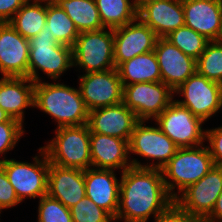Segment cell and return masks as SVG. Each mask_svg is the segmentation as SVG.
Instances as JSON below:
<instances>
[{
    "label": "cell",
    "instance_id": "obj_1",
    "mask_svg": "<svg viewBox=\"0 0 222 222\" xmlns=\"http://www.w3.org/2000/svg\"><path fill=\"white\" fill-rule=\"evenodd\" d=\"M121 174L114 221L148 222L174 201L166 190L162 169L130 167Z\"/></svg>",
    "mask_w": 222,
    "mask_h": 222
},
{
    "label": "cell",
    "instance_id": "obj_2",
    "mask_svg": "<svg viewBox=\"0 0 222 222\" xmlns=\"http://www.w3.org/2000/svg\"><path fill=\"white\" fill-rule=\"evenodd\" d=\"M34 107L53 117L58 127L88 123L89 111L80 90L59 81L35 83Z\"/></svg>",
    "mask_w": 222,
    "mask_h": 222
},
{
    "label": "cell",
    "instance_id": "obj_3",
    "mask_svg": "<svg viewBox=\"0 0 222 222\" xmlns=\"http://www.w3.org/2000/svg\"><path fill=\"white\" fill-rule=\"evenodd\" d=\"M214 166L208 146L178 148L162 168L168 194L175 199L189 185L204 177ZM177 192H175L176 189Z\"/></svg>",
    "mask_w": 222,
    "mask_h": 222
},
{
    "label": "cell",
    "instance_id": "obj_4",
    "mask_svg": "<svg viewBox=\"0 0 222 222\" xmlns=\"http://www.w3.org/2000/svg\"><path fill=\"white\" fill-rule=\"evenodd\" d=\"M73 68V49L60 44L46 31V25L38 35L29 39L28 78L40 82V71L53 81Z\"/></svg>",
    "mask_w": 222,
    "mask_h": 222
},
{
    "label": "cell",
    "instance_id": "obj_5",
    "mask_svg": "<svg viewBox=\"0 0 222 222\" xmlns=\"http://www.w3.org/2000/svg\"><path fill=\"white\" fill-rule=\"evenodd\" d=\"M55 133L56 136L42 147L51 164L82 170L92 166L87 124L57 127Z\"/></svg>",
    "mask_w": 222,
    "mask_h": 222
},
{
    "label": "cell",
    "instance_id": "obj_6",
    "mask_svg": "<svg viewBox=\"0 0 222 222\" xmlns=\"http://www.w3.org/2000/svg\"><path fill=\"white\" fill-rule=\"evenodd\" d=\"M39 155L33 157V163L16 161L15 159H1L0 166L4 169L9 182L13 186L18 199L41 198L47 195L48 170L50 162L42 147Z\"/></svg>",
    "mask_w": 222,
    "mask_h": 222
},
{
    "label": "cell",
    "instance_id": "obj_7",
    "mask_svg": "<svg viewBox=\"0 0 222 222\" xmlns=\"http://www.w3.org/2000/svg\"><path fill=\"white\" fill-rule=\"evenodd\" d=\"M73 49V67L102 72L115 68L113 29L80 32Z\"/></svg>",
    "mask_w": 222,
    "mask_h": 222
},
{
    "label": "cell",
    "instance_id": "obj_8",
    "mask_svg": "<svg viewBox=\"0 0 222 222\" xmlns=\"http://www.w3.org/2000/svg\"><path fill=\"white\" fill-rule=\"evenodd\" d=\"M145 120H140L131 134L128 142L129 154L144 157L149 164H142L138 159H130L132 167L162 169L178 150V146L157 125L146 126Z\"/></svg>",
    "mask_w": 222,
    "mask_h": 222
},
{
    "label": "cell",
    "instance_id": "obj_9",
    "mask_svg": "<svg viewBox=\"0 0 222 222\" xmlns=\"http://www.w3.org/2000/svg\"><path fill=\"white\" fill-rule=\"evenodd\" d=\"M155 122L179 148L196 147L205 142L206 129L202 127L204 122L175 100Z\"/></svg>",
    "mask_w": 222,
    "mask_h": 222
},
{
    "label": "cell",
    "instance_id": "obj_10",
    "mask_svg": "<svg viewBox=\"0 0 222 222\" xmlns=\"http://www.w3.org/2000/svg\"><path fill=\"white\" fill-rule=\"evenodd\" d=\"M174 94L183 96L177 100L204 123L222 110V84L209 80L197 72L174 90Z\"/></svg>",
    "mask_w": 222,
    "mask_h": 222
},
{
    "label": "cell",
    "instance_id": "obj_11",
    "mask_svg": "<svg viewBox=\"0 0 222 222\" xmlns=\"http://www.w3.org/2000/svg\"><path fill=\"white\" fill-rule=\"evenodd\" d=\"M174 97V91L162 81L124 85L123 103L139 120H155Z\"/></svg>",
    "mask_w": 222,
    "mask_h": 222
},
{
    "label": "cell",
    "instance_id": "obj_12",
    "mask_svg": "<svg viewBox=\"0 0 222 222\" xmlns=\"http://www.w3.org/2000/svg\"><path fill=\"white\" fill-rule=\"evenodd\" d=\"M78 77L81 97L88 111L123 102L124 86L117 68Z\"/></svg>",
    "mask_w": 222,
    "mask_h": 222
},
{
    "label": "cell",
    "instance_id": "obj_13",
    "mask_svg": "<svg viewBox=\"0 0 222 222\" xmlns=\"http://www.w3.org/2000/svg\"><path fill=\"white\" fill-rule=\"evenodd\" d=\"M222 192V166L214 165L199 181L189 185L174 201L202 221L213 211Z\"/></svg>",
    "mask_w": 222,
    "mask_h": 222
},
{
    "label": "cell",
    "instance_id": "obj_14",
    "mask_svg": "<svg viewBox=\"0 0 222 222\" xmlns=\"http://www.w3.org/2000/svg\"><path fill=\"white\" fill-rule=\"evenodd\" d=\"M115 68L143 53L154 51L158 36L139 18L113 29Z\"/></svg>",
    "mask_w": 222,
    "mask_h": 222
},
{
    "label": "cell",
    "instance_id": "obj_15",
    "mask_svg": "<svg viewBox=\"0 0 222 222\" xmlns=\"http://www.w3.org/2000/svg\"><path fill=\"white\" fill-rule=\"evenodd\" d=\"M154 53L162 82L173 91L197 72L196 60L184 54L165 37H158Z\"/></svg>",
    "mask_w": 222,
    "mask_h": 222
},
{
    "label": "cell",
    "instance_id": "obj_16",
    "mask_svg": "<svg viewBox=\"0 0 222 222\" xmlns=\"http://www.w3.org/2000/svg\"><path fill=\"white\" fill-rule=\"evenodd\" d=\"M139 121L136 114L122 102L89 111L87 125L90 133L118 137L129 142Z\"/></svg>",
    "mask_w": 222,
    "mask_h": 222
},
{
    "label": "cell",
    "instance_id": "obj_17",
    "mask_svg": "<svg viewBox=\"0 0 222 222\" xmlns=\"http://www.w3.org/2000/svg\"><path fill=\"white\" fill-rule=\"evenodd\" d=\"M29 40L9 22L0 23V73L2 77H27Z\"/></svg>",
    "mask_w": 222,
    "mask_h": 222
},
{
    "label": "cell",
    "instance_id": "obj_18",
    "mask_svg": "<svg viewBox=\"0 0 222 222\" xmlns=\"http://www.w3.org/2000/svg\"><path fill=\"white\" fill-rule=\"evenodd\" d=\"M138 18L158 37H166L185 25L182 0H152L138 8Z\"/></svg>",
    "mask_w": 222,
    "mask_h": 222
},
{
    "label": "cell",
    "instance_id": "obj_19",
    "mask_svg": "<svg viewBox=\"0 0 222 222\" xmlns=\"http://www.w3.org/2000/svg\"><path fill=\"white\" fill-rule=\"evenodd\" d=\"M114 171L93 167L84 170L86 196L113 219L118 210L121 181Z\"/></svg>",
    "mask_w": 222,
    "mask_h": 222
},
{
    "label": "cell",
    "instance_id": "obj_20",
    "mask_svg": "<svg viewBox=\"0 0 222 222\" xmlns=\"http://www.w3.org/2000/svg\"><path fill=\"white\" fill-rule=\"evenodd\" d=\"M47 195L67 208L77 204L86 196L84 170L50 163Z\"/></svg>",
    "mask_w": 222,
    "mask_h": 222
},
{
    "label": "cell",
    "instance_id": "obj_21",
    "mask_svg": "<svg viewBox=\"0 0 222 222\" xmlns=\"http://www.w3.org/2000/svg\"><path fill=\"white\" fill-rule=\"evenodd\" d=\"M90 151L91 167L93 168L120 169L123 172L132 167L127 140L98 133H90Z\"/></svg>",
    "mask_w": 222,
    "mask_h": 222
},
{
    "label": "cell",
    "instance_id": "obj_22",
    "mask_svg": "<svg viewBox=\"0 0 222 222\" xmlns=\"http://www.w3.org/2000/svg\"><path fill=\"white\" fill-rule=\"evenodd\" d=\"M185 25L205 36L219 41L222 5L218 0H182Z\"/></svg>",
    "mask_w": 222,
    "mask_h": 222
},
{
    "label": "cell",
    "instance_id": "obj_23",
    "mask_svg": "<svg viewBox=\"0 0 222 222\" xmlns=\"http://www.w3.org/2000/svg\"><path fill=\"white\" fill-rule=\"evenodd\" d=\"M35 82L27 77H0V107L10 118L24 124V113L34 108Z\"/></svg>",
    "mask_w": 222,
    "mask_h": 222
},
{
    "label": "cell",
    "instance_id": "obj_24",
    "mask_svg": "<svg viewBox=\"0 0 222 222\" xmlns=\"http://www.w3.org/2000/svg\"><path fill=\"white\" fill-rule=\"evenodd\" d=\"M124 85L141 82H161V73L154 51L143 53L121 63L117 67Z\"/></svg>",
    "mask_w": 222,
    "mask_h": 222
},
{
    "label": "cell",
    "instance_id": "obj_25",
    "mask_svg": "<svg viewBox=\"0 0 222 222\" xmlns=\"http://www.w3.org/2000/svg\"><path fill=\"white\" fill-rule=\"evenodd\" d=\"M9 23L28 40L38 35L46 25V0H28Z\"/></svg>",
    "mask_w": 222,
    "mask_h": 222
},
{
    "label": "cell",
    "instance_id": "obj_26",
    "mask_svg": "<svg viewBox=\"0 0 222 222\" xmlns=\"http://www.w3.org/2000/svg\"><path fill=\"white\" fill-rule=\"evenodd\" d=\"M55 4L66 12L79 33L104 28L95 0H57Z\"/></svg>",
    "mask_w": 222,
    "mask_h": 222
},
{
    "label": "cell",
    "instance_id": "obj_27",
    "mask_svg": "<svg viewBox=\"0 0 222 222\" xmlns=\"http://www.w3.org/2000/svg\"><path fill=\"white\" fill-rule=\"evenodd\" d=\"M104 28L116 29L138 18L135 0H95Z\"/></svg>",
    "mask_w": 222,
    "mask_h": 222
},
{
    "label": "cell",
    "instance_id": "obj_28",
    "mask_svg": "<svg viewBox=\"0 0 222 222\" xmlns=\"http://www.w3.org/2000/svg\"><path fill=\"white\" fill-rule=\"evenodd\" d=\"M46 31L60 43L73 47L79 32L66 12L54 2L46 1Z\"/></svg>",
    "mask_w": 222,
    "mask_h": 222
},
{
    "label": "cell",
    "instance_id": "obj_29",
    "mask_svg": "<svg viewBox=\"0 0 222 222\" xmlns=\"http://www.w3.org/2000/svg\"><path fill=\"white\" fill-rule=\"evenodd\" d=\"M184 54L197 60L210 42L205 36L184 25L165 37Z\"/></svg>",
    "mask_w": 222,
    "mask_h": 222
},
{
    "label": "cell",
    "instance_id": "obj_30",
    "mask_svg": "<svg viewBox=\"0 0 222 222\" xmlns=\"http://www.w3.org/2000/svg\"><path fill=\"white\" fill-rule=\"evenodd\" d=\"M197 73L222 84V42L210 41L196 60Z\"/></svg>",
    "mask_w": 222,
    "mask_h": 222
},
{
    "label": "cell",
    "instance_id": "obj_31",
    "mask_svg": "<svg viewBox=\"0 0 222 222\" xmlns=\"http://www.w3.org/2000/svg\"><path fill=\"white\" fill-rule=\"evenodd\" d=\"M72 222H114V219L87 196L72 206Z\"/></svg>",
    "mask_w": 222,
    "mask_h": 222
},
{
    "label": "cell",
    "instance_id": "obj_32",
    "mask_svg": "<svg viewBox=\"0 0 222 222\" xmlns=\"http://www.w3.org/2000/svg\"><path fill=\"white\" fill-rule=\"evenodd\" d=\"M37 222H72L70 209L46 195L39 199Z\"/></svg>",
    "mask_w": 222,
    "mask_h": 222
},
{
    "label": "cell",
    "instance_id": "obj_33",
    "mask_svg": "<svg viewBox=\"0 0 222 222\" xmlns=\"http://www.w3.org/2000/svg\"><path fill=\"white\" fill-rule=\"evenodd\" d=\"M23 124L15 119L0 122V156L13 150L24 135ZM1 162V160H0Z\"/></svg>",
    "mask_w": 222,
    "mask_h": 222
},
{
    "label": "cell",
    "instance_id": "obj_34",
    "mask_svg": "<svg viewBox=\"0 0 222 222\" xmlns=\"http://www.w3.org/2000/svg\"><path fill=\"white\" fill-rule=\"evenodd\" d=\"M154 220V222H203L200 218L182 209L175 201L157 215Z\"/></svg>",
    "mask_w": 222,
    "mask_h": 222
},
{
    "label": "cell",
    "instance_id": "obj_35",
    "mask_svg": "<svg viewBox=\"0 0 222 222\" xmlns=\"http://www.w3.org/2000/svg\"><path fill=\"white\" fill-rule=\"evenodd\" d=\"M21 201L8 180L4 169L0 166V214L2 210L17 206Z\"/></svg>",
    "mask_w": 222,
    "mask_h": 222
},
{
    "label": "cell",
    "instance_id": "obj_36",
    "mask_svg": "<svg viewBox=\"0 0 222 222\" xmlns=\"http://www.w3.org/2000/svg\"><path fill=\"white\" fill-rule=\"evenodd\" d=\"M205 140L212 156L214 165L222 166V126L206 129Z\"/></svg>",
    "mask_w": 222,
    "mask_h": 222
},
{
    "label": "cell",
    "instance_id": "obj_37",
    "mask_svg": "<svg viewBox=\"0 0 222 222\" xmlns=\"http://www.w3.org/2000/svg\"><path fill=\"white\" fill-rule=\"evenodd\" d=\"M28 0H0V23L9 22Z\"/></svg>",
    "mask_w": 222,
    "mask_h": 222
},
{
    "label": "cell",
    "instance_id": "obj_38",
    "mask_svg": "<svg viewBox=\"0 0 222 222\" xmlns=\"http://www.w3.org/2000/svg\"><path fill=\"white\" fill-rule=\"evenodd\" d=\"M203 222H222V192L216 200L213 211L203 220Z\"/></svg>",
    "mask_w": 222,
    "mask_h": 222
},
{
    "label": "cell",
    "instance_id": "obj_39",
    "mask_svg": "<svg viewBox=\"0 0 222 222\" xmlns=\"http://www.w3.org/2000/svg\"><path fill=\"white\" fill-rule=\"evenodd\" d=\"M10 119V116L0 107V122H6Z\"/></svg>",
    "mask_w": 222,
    "mask_h": 222
},
{
    "label": "cell",
    "instance_id": "obj_40",
    "mask_svg": "<svg viewBox=\"0 0 222 222\" xmlns=\"http://www.w3.org/2000/svg\"><path fill=\"white\" fill-rule=\"evenodd\" d=\"M148 1H152V0H135V3H136L137 8H139L142 4Z\"/></svg>",
    "mask_w": 222,
    "mask_h": 222
},
{
    "label": "cell",
    "instance_id": "obj_41",
    "mask_svg": "<svg viewBox=\"0 0 222 222\" xmlns=\"http://www.w3.org/2000/svg\"><path fill=\"white\" fill-rule=\"evenodd\" d=\"M219 41L222 42V14H221V29H220V33H219Z\"/></svg>",
    "mask_w": 222,
    "mask_h": 222
},
{
    "label": "cell",
    "instance_id": "obj_42",
    "mask_svg": "<svg viewBox=\"0 0 222 222\" xmlns=\"http://www.w3.org/2000/svg\"><path fill=\"white\" fill-rule=\"evenodd\" d=\"M46 1L55 3L57 0H46Z\"/></svg>",
    "mask_w": 222,
    "mask_h": 222
}]
</instances>
